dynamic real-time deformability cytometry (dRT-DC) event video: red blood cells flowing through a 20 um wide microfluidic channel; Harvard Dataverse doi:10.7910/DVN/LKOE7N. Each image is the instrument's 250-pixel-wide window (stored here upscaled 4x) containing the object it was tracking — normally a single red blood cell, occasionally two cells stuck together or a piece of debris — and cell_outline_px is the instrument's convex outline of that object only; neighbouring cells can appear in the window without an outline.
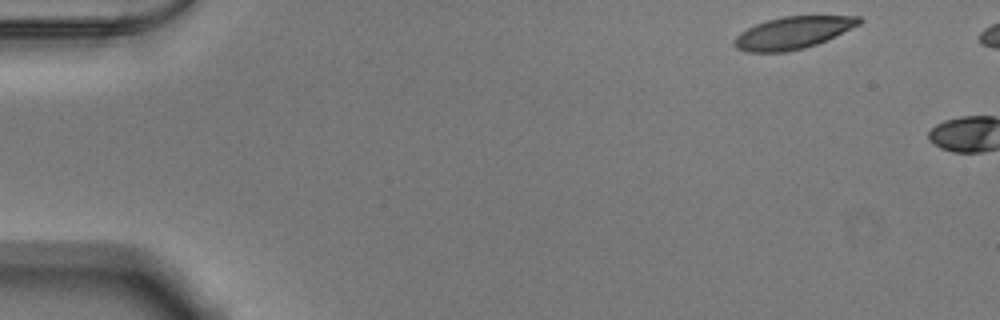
{"species": "Egyptian fruit bat (a non-hibernating species)", "species_latin": "Rousettus aegyptiacus", "temperature_condition": "warm", "stored_images_in_passage": 3, "camera_frame_rate_fps": 3000, "um_per_image_px": 0.085, "animal": {"sex": "male"}, "frame": {"image": 1, "passage_image": 1, "time_ms": 0.0, "image_size_px": [1000, 320], "cell_outline_px": [[864, 20], [860, 24], [816, 44], [804, 48], [784, 52], [744, 52], [736, 48], [732, 44], [732, 40], [740, 32], [756, 24], [768, 20], [784, 16], [860, 16]], "centroid_in_image_um": [67.35, 2.79], "position_along_channel_um": 17.7, "area_um2": 23.29}}